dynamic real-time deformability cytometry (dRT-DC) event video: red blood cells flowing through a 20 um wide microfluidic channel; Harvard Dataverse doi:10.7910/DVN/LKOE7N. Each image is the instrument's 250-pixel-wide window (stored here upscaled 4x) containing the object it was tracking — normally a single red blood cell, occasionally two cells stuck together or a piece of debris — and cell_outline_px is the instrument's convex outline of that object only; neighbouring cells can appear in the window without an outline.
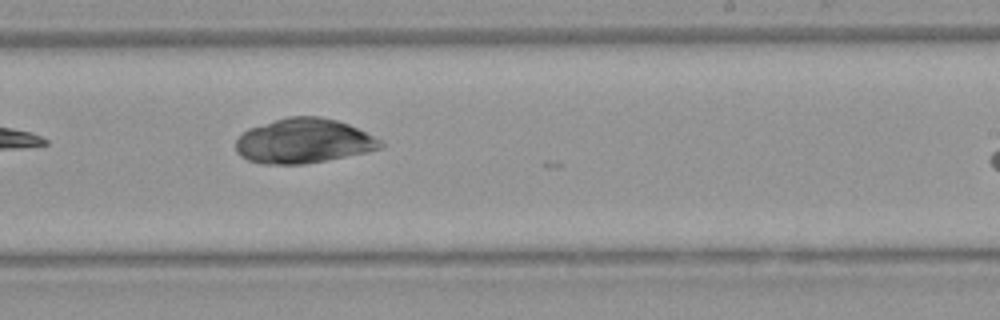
{"species": "Egyptian fruit bat (a non-hibernating species)", "species_latin": "Rousettus aegyptiacus", "temperature_condition": "warm", "stored_images_in_passage": 10, "camera_frame_rate_fps": 3000, "um_per_image_px": 0.085, "animal": {"sex": "female"}, "frame": {"image": 1, "passage_image": 9, "time_ms": 11.667, "image_size_px": [1000, 320], "cell_outline_px": [[384, 148], [304, 164], [264, 164], [248, 160], [240, 156], [236, 152], [236, 140], [248, 128], [288, 116], [320, 116], [336, 120], [348, 124], [384, 140]], "centroid_in_image_um": [25.81, 11.98], "position_along_channel_um": 263.2, "area_um2": 37.63}}